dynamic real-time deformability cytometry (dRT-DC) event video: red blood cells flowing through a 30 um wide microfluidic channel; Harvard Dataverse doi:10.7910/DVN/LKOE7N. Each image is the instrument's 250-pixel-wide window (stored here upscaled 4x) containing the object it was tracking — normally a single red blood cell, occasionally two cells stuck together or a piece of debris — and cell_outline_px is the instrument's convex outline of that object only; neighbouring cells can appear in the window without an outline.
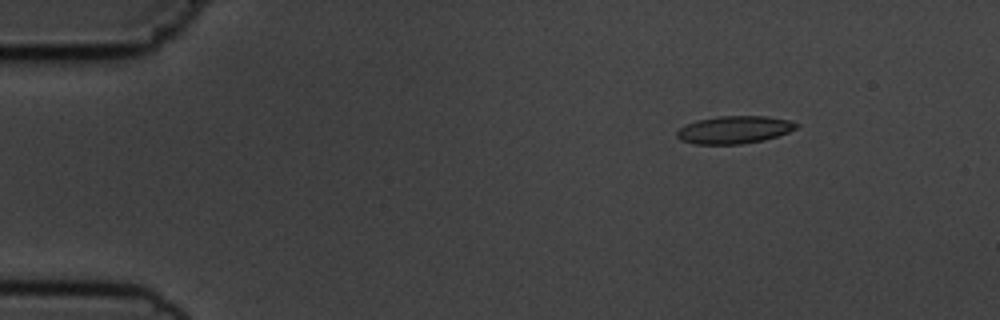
{"species": "common noctule bat (a hibernating species)", "species_latin": "Nyctalus noctula", "temperature_condition": "cold", "stored_images_in_passage": 7, "camera_frame_rate_fps": 3000, "um_per_image_px": 0.085, "animal": {"sex": "male", "body_mass_g": 19.5, "forearm_length_mm": 54.6}, "frame": {"image": 1, "passage_image": 3, "time_ms": 2.333, "image_size_px": [1000, 320], "cell_outline_px": [[800, 124], [796, 128], [788, 132], [764, 140], [740, 144], [696, 144], [680, 140], [676, 136], [676, 132], [684, 124], [696, 120], [720, 116], [768, 116], [788, 120]], "centroid_in_image_um": [62.38, 11.02], "position_along_channel_um": 22.6, "area_um2": 19.25}}
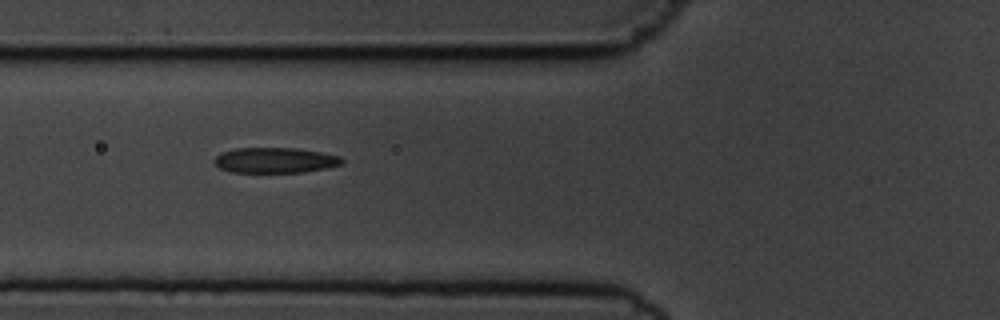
{"frame": {"image": 2, "passage_image": 6, "time_ms": 6.667, "image_size_px": [1000, 320], "cell_outline_px": [[344, 164], [328, 168], [304, 172], [228, 172], [220, 168], [212, 160], [220, 152], [236, 148], [296, 148], [320, 152], [340, 156], [344, 160]], "centroid_in_image_um": [23.38, 13.62], "position_along_channel_um": 102.4, "area_um2": 19.07}}
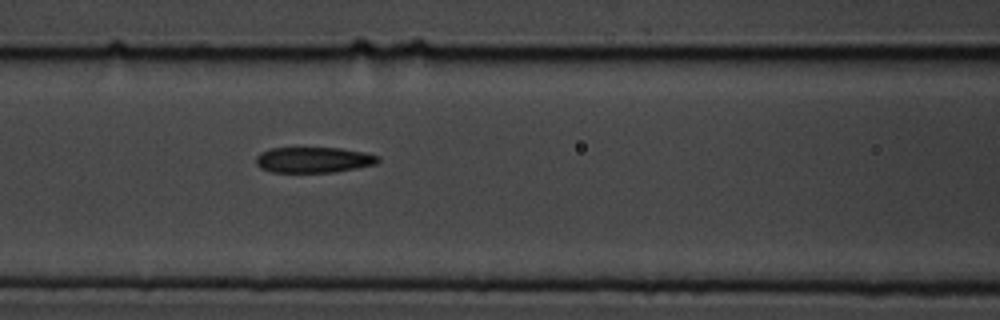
{"frame": {"image": 3, "passage_image": 7, "time_ms": 7.667, "image_size_px": [1000, 320], "cell_outline_px": [[380, 160], [376, 164], [336, 172], [272, 172], [260, 168], [256, 164], [256, 156], [260, 152], [272, 148], [340, 148], [364, 152], [380, 156]], "centroid_in_image_um": [26.66, 13.59], "position_along_channel_um": 139.9, "area_um2": 18.32}}